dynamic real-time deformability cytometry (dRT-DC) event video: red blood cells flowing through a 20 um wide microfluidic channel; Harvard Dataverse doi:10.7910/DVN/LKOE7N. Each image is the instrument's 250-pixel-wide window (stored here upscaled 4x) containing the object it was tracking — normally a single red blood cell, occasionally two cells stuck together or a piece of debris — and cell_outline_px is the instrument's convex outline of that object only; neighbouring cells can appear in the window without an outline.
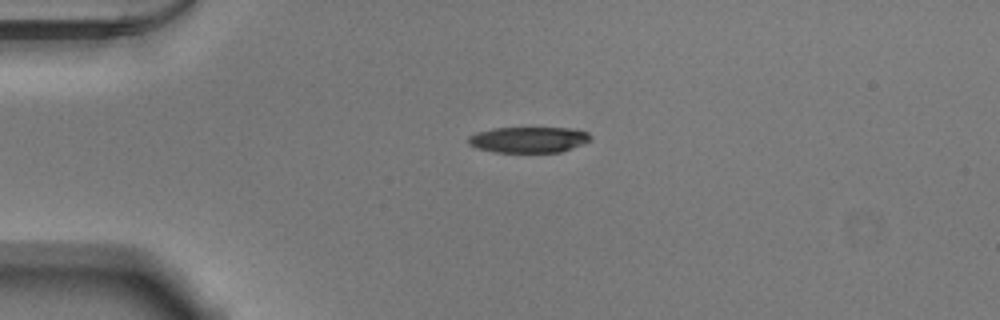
{"species": "Egyptian fruit bat (a non-hibernating species)", "species_latin": "Rousettus aegyptiacus", "temperature_condition": "warm", "stored_images_in_passage": 41, "camera_frame_rate_fps": 3000, "um_per_image_px": 0.085, "animal": {"sex": "male"}, "frame": {"image": 1, "passage_image": 1, "time_ms": 0.0, "image_size_px": [1000, 320], "cell_outline_px": [[592, 140], [584, 144], [560, 152], [492, 152], [476, 148], [468, 144], [468, 136], [476, 132], [492, 128], [572, 128], [588, 132], [592, 136]], "centroid_in_image_um": [44.94, 11.87], "position_along_channel_um": 40.1, "area_um2": 18.67}}
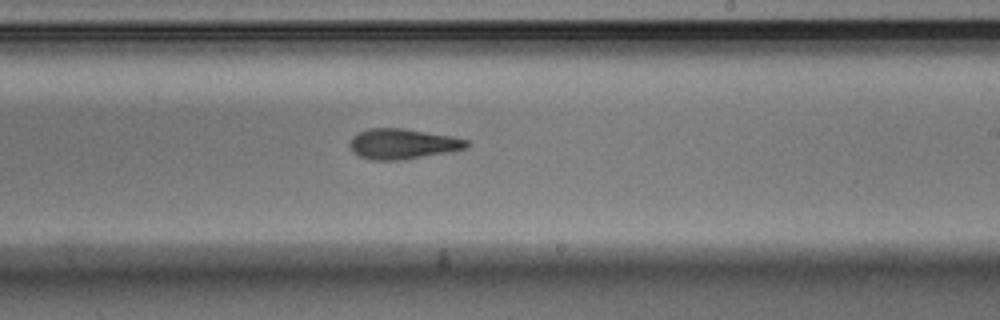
{"frame": {"image": 2, "passage_image": 20, "time_ms": 6.333, "image_size_px": [1000, 320], "cell_outline_px": [[468, 148], [448, 152], [400, 160], [368, 160], [352, 152], [348, 144], [352, 136], [356, 132], [368, 128], [404, 128], [452, 136], [468, 140]], "centroid_in_image_um": [34.17, 12.22], "position_along_channel_um": 254.8, "area_um2": 20.87}}
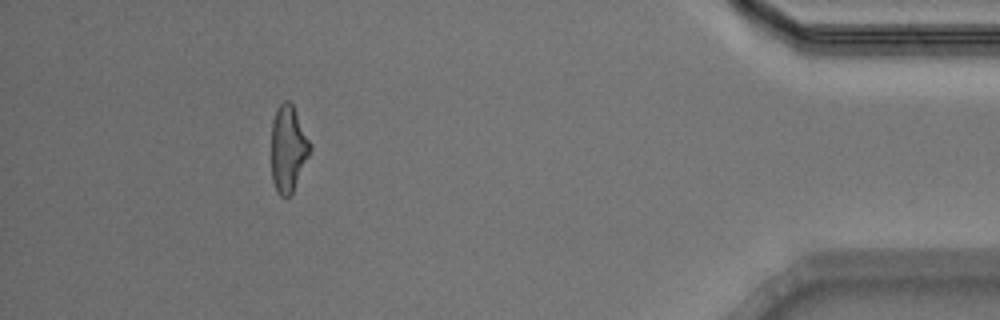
{"frame": {"image": 3, "passage_image": 36, "time_ms": 11.667, "image_size_px": [1000, 320], "cell_outline_px": [[312, 148], [292, 192], [288, 196], [280, 196], [272, 180], [272, 120], [276, 108], [284, 100], [288, 100], [292, 104], [312, 144]], "centroid_in_image_um": [24.49, 12.59], "position_along_channel_um": 410.7, "area_um2": 19.31}, "authors_computed_cell_mechanics": {"area_um2": 20.4612, "velocity_mm_per_s": 3.901, "shape_relaxation_time_tau1_ms": 11.3493, "shape_relaxation_time_tau2_ms": 4.1793, "deformation_change_tau1": 0.2695, "deformation_change_tau2": 0.1545}}